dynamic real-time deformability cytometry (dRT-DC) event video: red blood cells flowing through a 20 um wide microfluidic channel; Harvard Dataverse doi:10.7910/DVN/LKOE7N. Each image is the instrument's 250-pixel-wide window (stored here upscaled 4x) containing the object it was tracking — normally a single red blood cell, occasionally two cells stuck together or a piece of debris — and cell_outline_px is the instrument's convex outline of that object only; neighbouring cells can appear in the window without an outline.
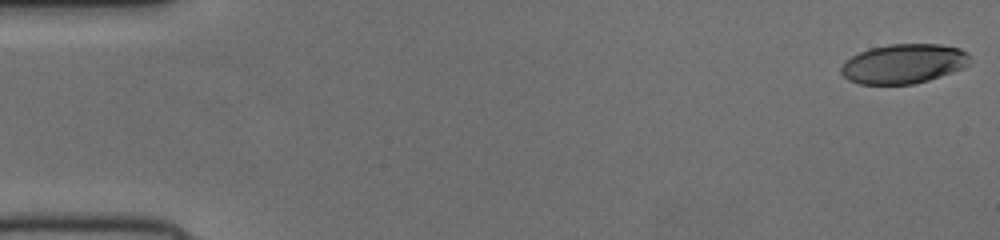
{"species": "human", "species_latin": "Homo sapiens", "temperature_condition": "cold", "stored_images_in_passage": 52, "camera_frame_rate_fps": 3000, "um_per_image_px": 0.085, "donor": {"sex": "female"}, "frame": {"image": 1, "passage_image": 1, "time_ms": 0.0, "image_size_px": [1000, 240], "cell_outline_px": [[968, 64], [964, 68], [928, 80], [912, 84], [860, 84], [848, 80], [840, 72], [840, 68], [852, 56], [860, 52], [872, 48], [888, 44], [940, 44], [960, 48], [968, 52]], "centroid_in_image_um": [76.82, 5.42], "position_along_channel_um": 8.2, "area_um2": 29.48}}
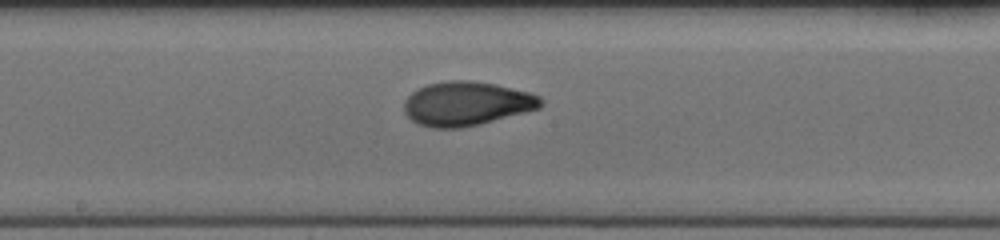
{"frame": {"image": 2, "passage_image": 28, "time_ms": 9.0, "image_size_px": [1000, 240], "cell_outline_px": [[544, 104], [540, 108], [480, 124], [460, 128], [432, 128], [416, 124], [404, 112], [404, 100], [416, 88], [428, 84], [448, 80], [472, 80], [496, 84], [532, 92], [540, 96], [544, 100]], "centroid_in_image_um": [39.67, 8.8], "position_along_channel_um": 208.5, "area_um2": 35.55}}
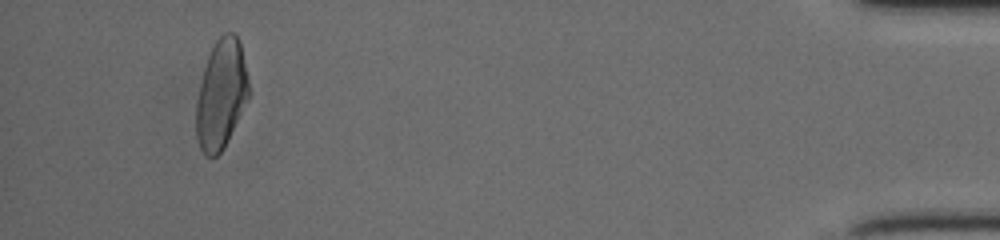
{"frame": {"image": 3, "passage_image": 49, "time_ms": 16.0, "image_size_px": [1000, 240], "cell_outline_px": [[248, 96], [224, 148], [216, 156], [204, 156], [196, 140], [196, 100], [204, 68], [212, 44], [224, 32], [232, 32], [240, 40], [248, 80]], "centroid_in_image_um": [18.77, 8.0], "position_along_channel_um": 416.4, "area_um2": 33.23}}